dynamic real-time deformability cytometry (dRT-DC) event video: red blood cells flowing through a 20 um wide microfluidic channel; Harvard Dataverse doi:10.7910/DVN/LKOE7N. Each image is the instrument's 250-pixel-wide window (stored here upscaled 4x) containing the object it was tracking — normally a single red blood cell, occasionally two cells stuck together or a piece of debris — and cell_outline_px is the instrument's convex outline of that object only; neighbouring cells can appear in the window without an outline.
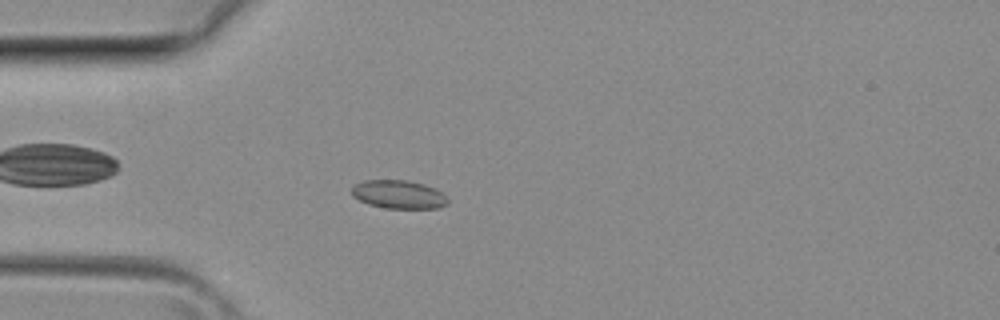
{"species": "common noctule bat (a hibernating species)", "species_latin": "Nyctalus noctula", "temperature_condition": "room temperature", "stored_images_in_passage": 38, "camera_frame_rate_fps": 3000, "um_per_image_px": 0.085, "animal": {"sex": "female", "body_mass_g": 29.2, "forearm_length_mm": 56.3}, "frame": {"image": 1, "passage_image": 10, "time_ms": 3.0, "image_size_px": [1000, 320], "cell_outline_px": [[448, 204], [436, 208], [384, 208], [368, 204], [352, 196], [352, 184], [364, 180], [408, 180], [424, 184], [436, 188], [448, 200]], "centroid_in_image_um": [33.85, 16.52], "position_along_channel_um": 51.1, "area_um2": 15.95}}
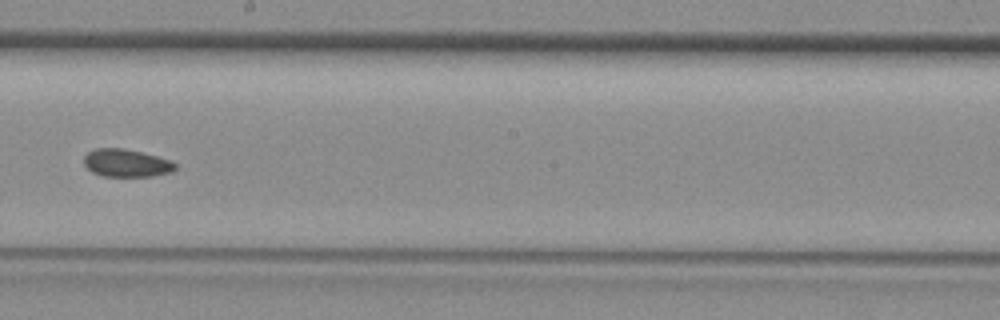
{"frame": {"image": 2, "passage_image": 21, "time_ms": 6.667, "image_size_px": [1000, 320], "cell_outline_px": [[176, 168], [172, 172], [152, 176], [104, 176], [92, 172], [84, 164], [84, 156], [88, 152], [96, 148], [124, 148], [172, 160], [176, 164]], "centroid_in_image_um": [10.75, 13.86], "position_along_channel_um": 237.4, "area_um2": 14.74}}
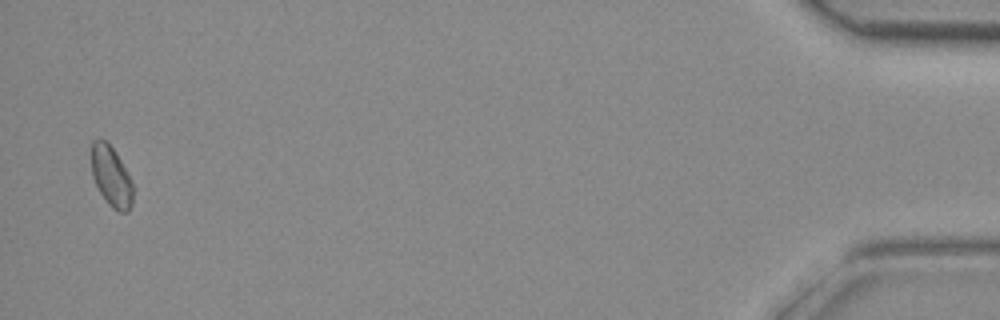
{"frame": {"image": 3, "passage_image": 37, "time_ms": 12.0, "image_size_px": [1000, 320], "cell_outline_px": [[132, 204], [128, 212], [120, 212], [112, 208], [108, 204], [100, 192], [92, 176], [92, 140], [104, 140], [112, 148], [120, 160], [132, 184]], "centroid_in_image_um": [9.44, 15.04], "position_along_channel_um": 425.8, "area_um2": 14.16}}